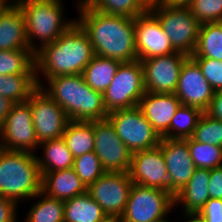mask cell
<instances>
[{"label":"cell","instance_id":"1","mask_svg":"<svg viewBox=\"0 0 222 222\" xmlns=\"http://www.w3.org/2000/svg\"><path fill=\"white\" fill-rule=\"evenodd\" d=\"M77 1L76 22L87 33L95 55L121 63L138 60L134 18L106 14Z\"/></svg>","mask_w":222,"mask_h":222},{"label":"cell","instance_id":"2","mask_svg":"<svg viewBox=\"0 0 222 222\" xmlns=\"http://www.w3.org/2000/svg\"><path fill=\"white\" fill-rule=\"evenodd\" d=\"M95 56L87 33L76 22L53 43L43 45L35 52V72L38 87L58 75L82 74ZM41 72V73H40ZM43 76V77H41Z\"/></svg>","mask_w":222,"mask_h":222},{"label":"cell","instance_id":"3","mask_svg":"<svg viewBox=\"0 0 222 222\" xmlns=\"http://www.w3.org/2000/svg\"><path fill=\"white\" fill-rule=\"evenodd\" d=\"M46 82L40 88L62 107L69 120L92 122L107 118L103 94L89 87L82 74L58 75Z\"/></svg>","mask_w":222,"mask_h":222},{"label":"cell","instance_id":"4","mask_svg":"<svg viewBox=\"0 0 222 222\" xmlns=\"http://www.w3.org/2000/svg\"><path fill=\"white\" fill-rule=\"evenodd\" d=\"M36 156L27 152L0 151V196L21 205L41 191L42 176Z\"/></svg>","mask_w":222,"mask_h":222},{"label":"cell","instance_id":"5","mask_svg":"<svg viewBox=\"0 0 222 222\" xmlns=\"http://www.w3.org/2000/svg\"><path fill=\"white\" fill-rule=\"evenodd\" d=\"M17 5L24 16L29 48L34 53L76 23V19H66L63 0H25Z\"/></svg>","mask_w":222,"mask_h":222},{"label":"cell","instance_id":"6","mask_svg":"<svg viewBox=\"0 0 222 222\" xmlns=\"http://www.w3.org/2000/svg\"><path fill=\"white\" fill-rule=\"evenodd\" d=\"M149 11L158 19L176 52L191 56L196 48L201 23L189 7H171L155 2Z\"/></svg>","mask_w":222,"mask_h":222},{"label":"cell","instance_id":"7","mask_svg":"<svg viewBox=\"0 0 222 222\" xmlns=\"http://www.w3.org/2000/svg\"><path fill=\"white\" fill-rule=\"evenodd\" d=\"M145 92L141 61L121 63L112 82L103 93L105 109L110 113L138 106Z\"/></svg>","mask_w":222,"mask_h":222},{"label":"cell","instance_id":"8","mask_svg":"<svg viewBox=\"0 0 222 222\" xmlns=\"http://www.w3.org/2000/svg\"><path fill=\"white\" fill-rule=\"evenodd\" d=\"M106 119L132 153L152 149L160 144L161 137L139 106L112 111Z\"/></svg>","mask_w":222,"mask_h":222},{"label":"cell","instance_id":"9","mask_svg":"<svg viewBox=\"0 0 222 222\" xmlns=\"http://www.w3.org/2000/svg\"><path fill=\"white\" fill-rule=\"evenodd\" d=\"M174 196L165 190L133 184L122 219L124 222H154L175 209Z\"/></svg>","mask_w":222,"mask_h":222},{"label":"cell","instance_id":"10","mask_svg":"<svg viewBox=\"0 0 222 222\" xmlns=\"http://www.w3.org/2000/svg\"><path fill=\"white\" fill-rule=\"evenodd\" d=\"M2 149L36 154L39 143L28 101L14 103L0 128Z\"/></svg>","mask_w":222,"mask_h":222},{"label":"cell","instance_id":"11","mask_svg":"<svg viewBox=\"0 0 222 222\" xmlns=\"http://www.w3.org/2000/svg\"><path fill=\"white\" fill-rule=\"evenodd\" d=\"M38 143L61 138L67 123V114L48 94L38 87L27 100Z\"/></svg>","mask_w":222,"mask_h":222},{"label":"cell","instance_id":"12","mask_svg":"<svg viewBox=\"0 0 222 222\" xmlns=\"http://www.w3.org/2000/svg\"><path fill=\"white\" fill-rule=\"evenodd\" d=\"M94 153L106 172H129L133 153L118 137L111 123L93 121Z\"/></svg>","mask_w":222,"mask_h":222},{"label":"cell","instance_id":"13","mask_svg":"<svg viewBox=\"0 0 222 222\" xmlns=\"http://www.w3.org/2000/svg\"><path fill=\"white\" fill-rule=\"evenodd\" d=\"M189 56L181 52L140 60L146 92L174 94L181 67Z\"/></svg>","mask_w":222,"mask_h":222},{"label":"cell","instance_id":"14","mask_svg":"<svg viewBox=\"0 0 222 222\" xmlns=\"http://www.w3.org/2000/svg\"><path fill=\"white\" fill-rule=\"evenodd\" d=\"M133 182L129 172H105L87 187V193L107 215H122Z\"/></svg>","mask_w":222,"mask_h":222},{"label":"cell","instance_id":"15","mask_svg":"<svg viewBox=\"0 0 222 222\" xmlns=\"http://www.w3.org/2000/svg\"><path fill=\"white\" fill-rule=\"evenodd\" d=\"M182 105L194 106L205 112L215 91L203 76L198 64L189 56L183 63L176 91Z\"/></svg>","mask_w":222,"mask_h":222},{"label":"cell","instance_id":"16","mask_svg":"<svg viewBox=\"0 0 222 222\" xmlns=\"http://www.w3.org/2000/svg\"><path fill=\"white\" fill-rule=\"evenodd\" d=\"M129 174L133 184L169 192L168 170L159 146L134 152Z\"/></svg>","mask_w":222,"mask_h":222},{"label":"cell","instance_id":"17","mask_svg":"<svg viewBox=\"0 0 222 222\" xmlns=\"http://www.w3.org/2000/svg\"><path fill=\"white\" fill-rule=\"evenodd\" d=\"M135 46L138 60L176 52L158 19L149 10L135 19Z\"/></svg>","mask_w":222,"mask_h":222},{"label":"cell","instance_id":"18","mask_svg":"<svg viewBox=\"0 0 222 222\" xmlns=\"http://www.w3.org/2000/svg\"><path fill=\"white\" fill-rule=\"evenodd\" d=\"M158 146L162 149L168 170L169 192L175 196L183 189L196 170L187 146V138H161Z\"/></svg>","mask_w":222,"mask_h":222},{"label":"cell","instance_id":"19","mask_svg":"<svg viewBox=\"0 0 222 222\" xmlns=\"http://www.w3.org/2000/svg\"><path fill=\"white\" fill-rule=\"evenodd\" d=\"M138 106L159 136L168 139L171 120L181 106V101L177 96L145 92Z\"/></svg>","mask_w":222,"mask_h":222},{"label":"cell","instance_id":"20","mask_svg":"<svg viewBox=\"0 0 222 222\" xmlns=\"http://www.w3.org/2000/svg\"><path fill=\"white\" fill-rule=\"evenodd\" d=\"M30 49L25 20L18 5L6 4L0 9V50Z\"/></svg>","mask_w":222,"mask_h":222},{"label":"cell","instance_id":"21","mask_svg":"<svg viewBox=\"0 0 222 222\" xmlns=\"http://www.w3.org/2000/svg\"><path fill=\"white\" fill-rule=\"evenodd\" d=\"M209 179V169L196 168L187 184L174 196L175 207L182 206L181 210H183L184 217L195 216L210 199L208 192Z\"/></svg>","mask_w":222,"mask_h":222},{"label":"cell","instance_id":"22","mask_svg":"<svg viewBox=\"0 0 222 222\" xmlns=\"http://www.w3.org/2000/svg\"><path fill=\"white\" fill-rule=\"evenodd\" d=\"M41 191L47 196L66 201L87 192V187L71 168L42 175Z\"/></svg>","mask_w":222,"mask_h":222},{"label":"cell","instance_id":"23","mask_svg":"<svg viewBox=\"0 0 222 222\" xmlns=\"http://www.w3.org/2000/svg\"><path fill=\"white\" fill-rule=\"evenodd\" d=\"M39 148L43 153L38 156L37 160L41 176L44 173L67 170L73 167L74 157L71 151L67 148L63 137L53 140H47L39 144Z\"/></svg>","mask_w":222,"mask_h":222},{"label":"cell","instance_id":"24","mask_svg":"<svg viewBox=\"0 0 222 222\" xmlns=\"http://www.w3.org/2000/svg\"><path fill=\"white\" fill-rule=\"evenodd\" d=\"M106 215L87 192L64 201V222H99Z\"/></svg>","mask_w":222,"mask_h":222},{"label":"cell","instance_id":"25","mask_svg":"<svg viewBox=\"0 0 222 222\" xmlns=\"http://www.w3.org/2000/svg\"><path fill=\"white\" fill-rule=\"evenodd\" d=\"M121 62L95 55L82 72L85 82L93 90L104 93Z\"/></svg>","mask_w":222,"mask_h":222},{"label":"cell","instance_id":"26","mask_svg":"<svg viewBox=\"0 0 222 222\" xmlns=\"http://www.w3.org/2000/svg\"><path fill=\"white\" fill-rule=\"evenodd\" d=\"M63 139L74 158L94 151L93 121H69Z\"/></svg>","mask_w":222,"mask_h":222},{"label":"cell","instance_id":"27","mask_svg":"<svg viewBox=\"0 0 222 222\" xmlns=\"http://www.w3.org/2000/svg\"><path fill=\"white\" fill-rule=\"evenodd\" d=\"M37 88L36 74L0 75V95L14 103L27 101Z\"/></svg>","mask_w":222,"mask_h":222},{"label":"cell","instance_id":"28","mask_svg":"<svg viewBox=\"0 0 222 222\" xmlns=\"http://www.w3.org/2000/svg\"><path fill=\"white\" fill-rule=\"evenodd\" d=\"M190 57L222 61V22L201 24L196 48Z\"/></svg>","mask_w":222,"mask_h":222},{"label":"cell","instance_id":"29","mask_svg":"<svg viewBox=\"0 0 222 222\" xmlns=\"http://www.w3.org/2000/svg\"><path fill=\"white\" fill-rule=\"evenodd\" d=\"M38 199L30 207L24 222H64V201L47 196L40 191L31 200Z\"/></svg>","mask_w":222,"mask_h":222},{"label":"cell","instance_id":"30","mask_svg":"<svg viewBox=\"0 0 222 222\" xmlns=\"http://www.w3.org/2000/svg\"><path fill=\"white\" fill-rule=\"evenodd\" d=\"M85 6L106 14L136 19L149 10L146 0H80Z\"/></svg>","mask_w":222,"mask_h":222},{"label":"cell","instance_id":"31","mask_svg":"<svg viewBox=\"0 0 222 222\" xmlns=\"http://www.w3.org/2000/svg\"><path fill=\"white\" fill-rule=\"evenodd\" d=\"M31 49L0 50V75L36 74Z\"/></svg>","mask_w":222,"mask_h":222},{"label":"cell","instance_id":"32","mask_svg":"<svg viewBox=\"0 0 222 222\" xmlns=\"http://www.w3.org/2000/svg\"><path fill=\"white\" fill-rule=\"evenodd\" d=\"M203 113L200 108L181 104L171 120L168 139L191 138Z\"/></svg>","mask_w":222,"mask_h":222},{"label":"cell","instance_id":"33","mask_svg":"<svg viewBox=\"0 0 222 222\" xmlns=\"http://www.w3.org/2000/svg\"><path fill=\"white\" fill-rule=\"evenodd\" d=\"M187 146L196 168L214 169L222 166V147L187 138Z\"/></svg>","mask_w":222,"mask_h":222},{"label":"cell","instance_id":"34","mask_svg":"<svg viewBox=\"0 0 222 222\" xmlns=\"http://www.w3.org/2000/svg\"><path fill=\"white\" fill-rule=\"evenodd\" d=\"M72 169L76 172L86 187L91 185L106 172L94 151L74 158Z\"/></svg>","mask_w":222,"mask_h":222},{"label":"cell","instance_id":"35","mask_svg":"<svg viewBox=\"0 0 222 222\" xmlns=\"http://www.w3.org/2000/svg\"><path fill=\"white\" fill-rule=\"evenodd\" d=\"M191 138L201 143L222 147V121L204 112Z\"/></svg>","mask_w":222,"mask_h":222},{"label":"cell","instance_id":"36","mask_svg":"<svg viewBox=\"0 0 222 222\" xmlns=\"http://www.w3.org/2000/svg\"><path fill=\"white\" fill-rule=\"evenodd\" d=\"M189 9L201 24L222 22V0H193Z\"/></svg>","mask_w":222,"mask_h":222},{"label":"cell","instance_id":"37","mask_svg":"<svg viewBox=\"0 0 222 222\" xmlns=\"http://www.w3.org/2000/svg\"><path fill=\"white\" fill-rule=\"evenodd\" d=\"M199 66L203 76L212 86L215 92L222 90V61L204 58L191 57Z\"/></svg>","mask_w":222,"mask_h":222},{"label":"cell","instance_id":"38","mask_svg":"<svg viewBox=\"0 0 222 222\" xmlns=\"http://www.w3.org/2000/svg\"><path fill=\"white\" fill-rule=\"evenodd\" d=\"M195 217L201 222H222V199L210 198Z\"/></svg>","mask_w":222,"mask_h":222},{"label":"cell","instance_id":"39","mask_svg":"<svg viewBox=\"0 0 222 222\" xmlns=\"http://www.w3.org/2000/svg\"><path fill=\"white\" fill-rule=\"evenodd\" d=\"M18 207L15 202L0 196V222H18Z\"/></svg>","mask_w":222,"mask_h":222},{"label":"cell","instance_id":"40","mask_svg":"<svg viewBox=\"0 0 222 222\" xmlns=\"http://www.w3.org/2000/svg\"><path fill=\"white\" fill-rule=\"evenodd\" d=\"M208 192L212 199H222V166L210 170Z\"/></svg>","mask_w":222,"mask_h":222},{"label":"cell","instance_id":"41","mask_svg":"<svg viewBox=\"0 0 222 222\" xmlns=\"http://www.w3.org/2000/svg\"><path fill=\"white\" fill-rule=\"evenodd\" d=\"M205 112L209 116L222 121V90L215 92L209 108Z\"/></svg>","mask_w":222,"mask_h":222},{"label":"cell","instance_id":"42","mask_svg":"<svg viewBox=\"0 0 222 222\" xmlns=\"http://www.w3.org/2000/svg\"><path fill=\"white\" fill-rule=\"evenodd\" d=\"M13 104L14 102H12L10 99L0 95V128L3 125L5 118L10 113Z\"/></svg>","mask_w":222,"mask_h":222},{"label":"cell","instance_id":"43","mask_svg":"<svg viewBox=\"0 0 222 222\" xmlns=\"http://www.w3.org/2000/svg\"><path fill=\"white\" fill-rule=\"evenodd\" d=\"M193 0H159L160 4L171 7H189Z\"/></svg>","mask_w":222,"mask_h":222},{"label":"cell","instance_id":"44","mask_svg":"<svg viewBox=\"0 0 222 222\" xmlns=\"http://www.w3.org/2000/svg\"><path fill=\"white\" fill-rule=\"evenodd\" d=\"M99 222H124L120 215H106Z\"/></svg>","mask_w":222,"mask_h":222},{"label":"cell","instance_id":"45","mask_svg":"<svg viewBox=\"0 0 222 222\" xmlns=\"http://www.w3.org/2000/svg\"><path fill=\"white\" fill-rule=\"evenodd\" d=\"M187 219V220H186ZM184 222H201L199 219H197L195 216H185Z\"/></svg>","mask_w":222,"mask_h":222},{"label":"cell","instance_id":"46","mask_svg":"<svg viewBox=\"0 0 222 222\" xmlns=\"http://www.w3.org/2000/svg\"><path fill=\"white\" fill-rule=\"evenodd\" d=\"M5 4H11V5H17L19 4L21 1H25V0H2Z\"/></svg>","mask_w":222,"mask_h":222},{"label":"cell","instance_id":"47","mask_svg":"<svg viewBox=\"0 0 222 222\" xmlns=\"http://www.w3.org/2000/svg\"><path fill=\"white\" fill-rule=\"evenodd\" d=\"M167 217H163L162 219L156 220L154 222H170L169 220L166 219ZM172 222V221H171Z\"/></svg>","mask_w":222,"mask_h":222},{"label":"cell","instance_id":"48","mask_svg":"<svg viewBox=\"0 0 222 222\" xmlns=\"http://www.w3.org/2000/svg\"><path fill=\"white\" fill-rule=\"evenodd\" d=\"M146 2L148 4H152V3H155V2H159V0H146Z\"/></svg>","mask_w":222,"mask_h":222},{"label":"cell","instance_id":"49","mask_svg":"<svg viewBox=\"0 0 222 222\" xmlns=\"http://www.w3.org/2000/svg\"><path fill=\"white\" fill-rule=\"evenodd\" d=\"M3 5H6L3 1H0V9Z\"/></svg>","mask_w":222,"mask_h":222}]
</instances>
